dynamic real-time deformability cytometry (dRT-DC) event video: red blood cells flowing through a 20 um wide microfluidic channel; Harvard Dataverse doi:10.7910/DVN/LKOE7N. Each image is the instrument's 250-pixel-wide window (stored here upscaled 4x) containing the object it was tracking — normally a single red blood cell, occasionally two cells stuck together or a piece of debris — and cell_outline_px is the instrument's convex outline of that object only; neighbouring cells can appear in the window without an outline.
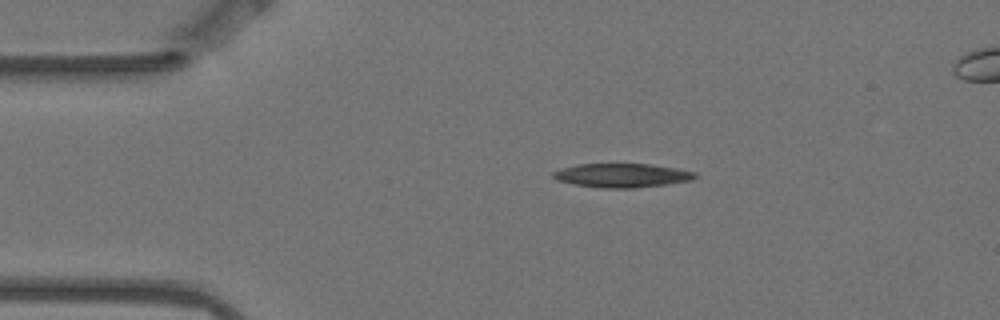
{"species": "Egyptian fruit bat (a non-hibernating species)", "species_latin": "Rousettus aegyptiacus", "temperature_condition": "warm", "stored_images_in_passage": 3, "camera_frame_rate_fps": 3000, "um_per_image_px": 0.085, "animal": {"sex": "female"}, "frame": {"image": 1, "passage_image": 3, "time_ms": 0.667, "image_size_px": [1000, 320], "cell_outline_px": [[700, 176], [692, 180], [664, 184], [632, 188], [600, 188], [572, 184], [556, 180], [552, 176], [552, 172], [560, 168], [576, 164], [648, 164], [676, 168], [696, 172]], "centroid_in_image_um": [52.84, 14.91], "position_along_channel_um": 32.2, "area_um2": 19.88}}